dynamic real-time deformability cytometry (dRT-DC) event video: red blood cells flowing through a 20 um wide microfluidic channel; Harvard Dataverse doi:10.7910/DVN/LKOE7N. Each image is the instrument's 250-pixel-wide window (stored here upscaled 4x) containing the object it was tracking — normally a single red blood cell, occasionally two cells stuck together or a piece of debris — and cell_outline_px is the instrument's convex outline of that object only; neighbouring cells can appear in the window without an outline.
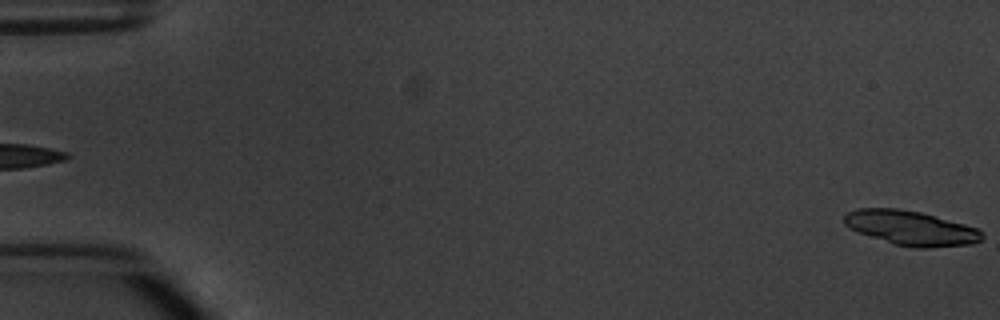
{"species": "common noctule bat (a hibernating species)", "species_latin": "Nyctalus noctula", "temperature_condition": "warm", "stored_images_in_passage": 3, "segment_of_instrument_passage": [2, 2], "camera_frame_rate_fps": 3000, "um_per_image_px": 0.085, "animal": {"sex": "male", "body_mass_g": 20.1, "forearm_length_mm": 53.5}, "frame": {"image": 1, "passage_image": 3, "time_ms": 2.0, "image_size_px": [1000, 320], "cell_outline_px": [[984, 236], [980, 240], [972, 244], [924, 248], [912, 248], [892, 244], [860, 232], [844, 224], [844, 216], [848, 212], [856, 208], [896, 208], [920, 212], [964, 224], [976, 228], [984, 232]], "centroid_in_image_um": [77.44, 19.38], "position_along_channel_um": 7.6, "area_um2": 27.57}}